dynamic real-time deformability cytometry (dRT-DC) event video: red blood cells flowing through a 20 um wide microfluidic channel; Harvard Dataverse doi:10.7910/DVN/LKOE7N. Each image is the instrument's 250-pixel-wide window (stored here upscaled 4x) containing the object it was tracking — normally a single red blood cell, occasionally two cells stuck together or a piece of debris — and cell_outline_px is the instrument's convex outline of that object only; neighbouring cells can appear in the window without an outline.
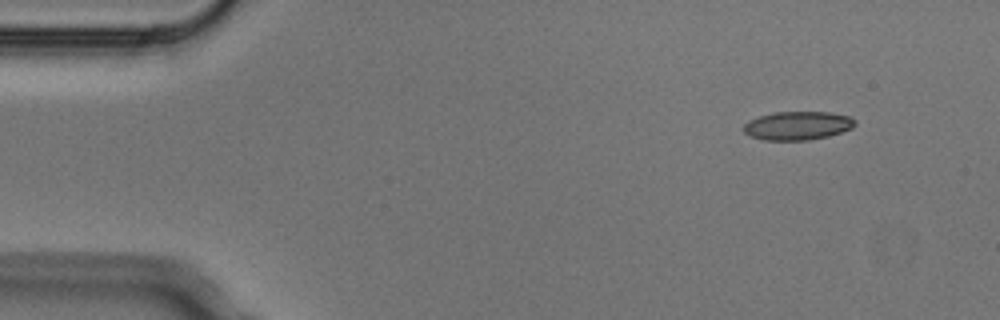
{"species": "Egyptian fruit bat (a non-hibernating species)", "species_latin": "Rousettus aegyptiacus", "temperature_condition": "cold", "stored_images_in_passage": 7, "camera_frame_rate_fps": 3000, "um_per_image_px": 0.085, "animal": {"sex": "male"}, "frame": {"image": 1, "passage_image": 1, "time_ms": 0.0, "image_size_px": [1000, 320], "cell_outline_px": [[856, 124], [852, 128], [828, 136], [808, 140], [764, 140], [748, 136], [744, 132], [744, 124], [748, 120], [760, 116], [776, 112], [828, 112], [848, 116], [856, 120]], "centroid_in_image_um": [67.78, 10.68], "position_along_channel_um": 17.2, "area_um2": 18.5}}
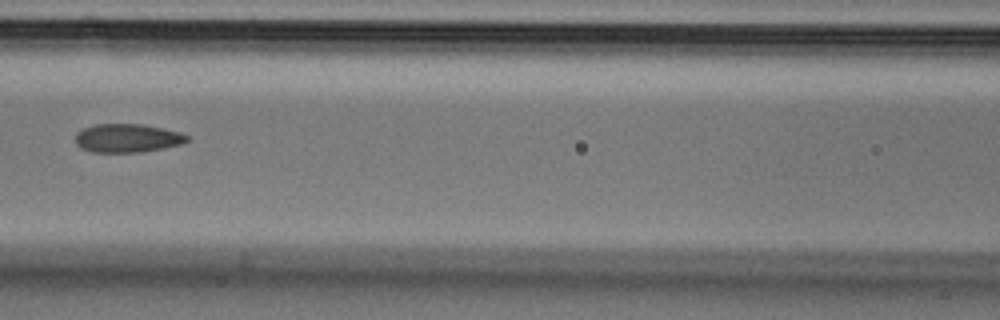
{"frame": {"image": 2, "passage_image": 6, "time_ms": 1.667, "image_size_px": [1000, 320], "cell_outline_px": [[192, 140], [184, 144], [140, 152], [92, 152], [80, 148], [76, 144], [76, 132], [84, 128], [96, 124], [144, 124], [180, 132], [188, 136]], "centroid_in_image_um": [10.85, 11.74], "position_along_channel_um": 155.7, "area_um2": 18.73}}
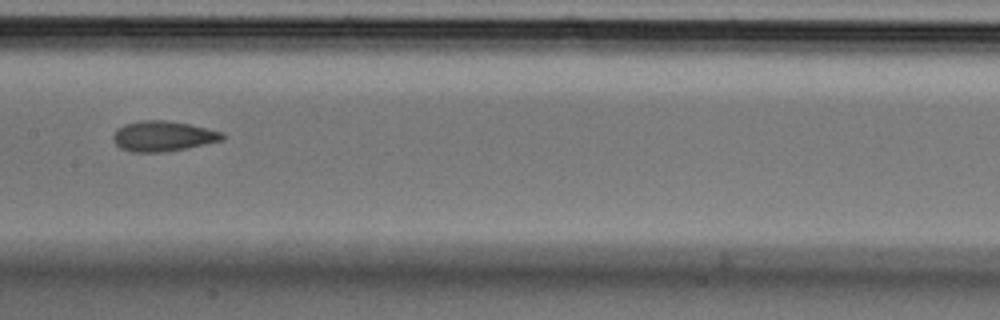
{"frame": {"image": 3, "passage_image": 7, "time_ms": 2.0, "image_size_px": [1000, 320], "cell_outline_px": [[224, 140], [164, 152], [132, 152], [120, 148], [112, 140], [112, 136], [116, 128], [124, 124], [140, 120], [164, 120], [188, 124], [224, 132]], "centroid_in_image_um": [13.81, 11.57], "position_along_channel_um": 193.6, "area_um2": 19.31}}